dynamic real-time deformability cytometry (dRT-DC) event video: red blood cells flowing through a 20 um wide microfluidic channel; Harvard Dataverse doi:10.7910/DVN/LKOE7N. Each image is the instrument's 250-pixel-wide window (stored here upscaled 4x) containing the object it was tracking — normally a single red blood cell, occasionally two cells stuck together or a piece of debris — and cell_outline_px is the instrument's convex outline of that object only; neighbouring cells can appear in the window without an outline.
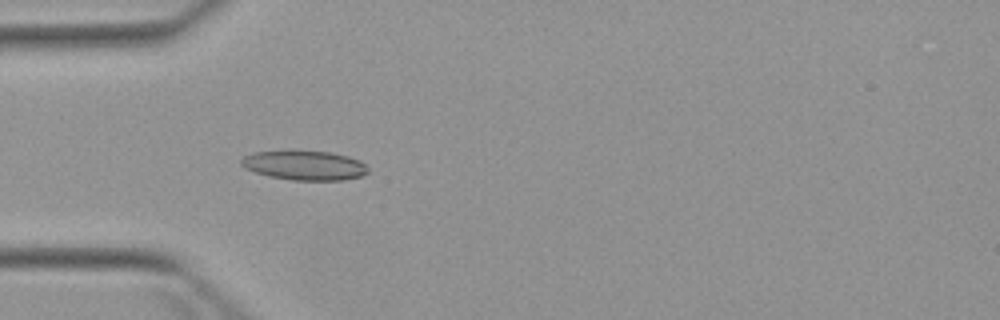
{"species": "Egyptian fruit bat (a non-hibernating species)", "species_latin": "Rousettus aegyptiacus", "temperature_condition": "warm", "stored_images_in_passage": 3, "camera_frame_rate_fps": 3000, "um_per_image_px": 0.085, "animal": {"sex": "female"}, "frame": {"image": 1, "passage_image": 3, "time_ms": 2.333, "image_size_px": [1000, 320], "cell_outline_px": [[368, 172], [360, 176], [344, 180], [292, 180], [268, 176], [244, 168], [240, 164], [240, 160], [244, 156], [252, 152], [288, 148], [292, 148], [328, 152], [348, 156], [360, 160], [368, 168]], "centroid_in_image_um": [25.82, 14.01], "position_along_channel_um": 59.2, "area_um2": 22.54}}